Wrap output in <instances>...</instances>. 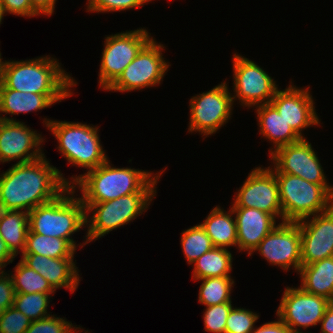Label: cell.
Masks as SVG:
<instances>
[{"label":"cell","instance_id":"obj_1","mask_svg":"<svg viewBox=\"0 0 333 333\" xmlns=\"http://www.w3.org/2000/svg\"><path fill=\"white\" fill-rule=\"evenodd\" d=\"M70 182L45 156L14 164L0 175V210L30 212L62 194Z\"/></svg>","mask_w":333,"mask_h":333},{"label":"cell","instance_id":"obj_2","mask_svg":"<svg viewBox=\"0 0 333 333\" xmlns=\"http://www.w3.org/2000/svg\"><path fill=\"white\" fill-rule=\"evenodd\" d=\"M163 172L154 175L142 169L116 168L107 160L83 175L72 176L70 186L80 188L83 203H100L133 193H157L155 185Z\"/></svg>","mask_w":333,"mask_h":333},{"label":"cell","instance_id":"obj_3","mask_svg":"<svg viewBox=\"0 0 333 333\" xmlns=\"http://www.w3.org/2000/svg\"><path fill=\"white\" fill-rule=\"evenodd\" d=\"M60 65L50 56L4 61L0 88L41 95H72L70 88L77 83Z\"/></svg>","mask_w":333,"mask_h":333},{"label":"cell","instance_id":"obj_4","mask_svg":"<svg viewBox=\"0 0 333 333\" xmlns=\"http://www.w3.org/2000/svg\"><path fill=\"white\" fill-rule=\"evenodd\" d=\"M74 193L69 186L53 201L28 212V232L65 239L76 249L71 236L86 226V212L82 199L73 197Z\"/></svg>","mask_w":333,"mask_h":333},{"label":"cell","instance_id":"obj_5","mask_svg":"<svg viewBox=\"0 0 333 333\" xmlns=\"http://www.w3.org/2000/svg\"><path fill=\"white\" fill-rule=\"evenodd\" d=\"M43 122L57 139L58 150L73 166L89 171L108 160L96 126L50 119Z\"/></svg>","mask_w":333,"mask_h":333},{"label":"cell","instance_id":"obj_6","mask_svg":"<svg viewBox=\"0 0 333 333\" xmlns=\"http://www.w3.org/2000/svg\"><path fill=\"white\" fill-rule=\"evenodd\" d=\"M283 222H297L333 206V187L311 183L299 176L275 173Z\"/></svg>","mask_w":333,"mask_h":333},{"label":"cell","instance_id":"obj_7","mask_svg":"<svg viewBox=\"0 0 333 333\" xmlns=\"http://www.w3.org/2000/svg\"><path fill=\"white\" fill-rule=\"evenodd\" d=\"M155 195V193H133L105 202L83 203L87 225L84 245L130 223L147 211ZM89 213L92 214L90 217Z\"/></svg>","mask_w":333,"mask_h":333},{"label":"cell","instance_id":"obj_8","mask_svg":"<svg viewBox=\"0 0 333 333\" xmlns=\"http://www.w3.org/2000/svg\"><path fill=\"white\" fill-rule=\"evenodd\" d=\"M152 38L144 28L105 37L98 75L100 88L107 90Z\"/></svg>","mask_w":333,"mask_h":333},{"label":"cell","instance_id":"obj_9","mask_svg":"<svg viewBox=\"0 0 333 333\" xmlns=\"http://www.w3.org/2000/svg\"><path fill=\"white\" fill-rule=\"evenodd\" d=\"M163 49L164 46L152 38L106 91L123 93L161 84L169 67V62L163 58Z\"/></svg>","mask_w":333,"mask_h":333},{"label":"cell","instance_id":"obj_10","mask_svg":"<svg viewBox=\"0 0 333 333\" xmlns=\"http://www.w3.org/2000/svg\"><path fill=\"white\" fill-rule=\"evenodd\" d=\"M228 89L226 82H222L208 92L191 98L189 133L195 131L207 137L228 122L234 103Z\"/></svg>","mask_w":333,"mask_h":333},{"label":"cell","instance_id":"obj_11","mask_svg":"<svg viewBox=\"0 0 333 333\" xmlns=\"http://www.w3.org/2000/svg\"><path fill=\"white\" fill-rule=\"evenodd\" d=\"M232 59L233 102L238 98L242 106L249 108L270 103L278 90L274 78L254 61L240 54L235 53Z\"/></svg>","mask_w":333,"mask_h":333},{"label":"cell","instance_id":"obj_12","mask_svg":"<svg viewBox=\"0 0 333 333\" xmlns=\"http://www.w3.org/2000/svg\"><path fill=\"white\" fill-rule=\"evenodd\" d=\"M276 315L292 331L304 333V329L316 326L322 320L331 300L304 291L301 287H287L283 292Z\"/></svg>","mask_w":333,"mask_h":333},{"label":"cell","instance_id":"obj_13","mask_svg":"<svg viewBox=\"0 0 333 333\" xmlns=\"http://www.w3.org/2000/svg\"><path fill=\"white\" fill-rule=\"evenodd\" d=\"M232 207L259 209L282 219L279 187L275 173L269 167L252 169L244 184L235 194Z\"/></svg>","mask_w":333,"mask_h":333},{"label":"cell","instance_id":"obj_14","mask_svg":"<svg viewBox=\"0 0 333 333\" xmlns=\"http://www.w3.org/2000/svg\"><path fill=\"white\" fill-rule=\"evenodd\" d=\"M270 156L274 164L270 169L274 173L291 174L314 184L330 186L317 153L305 138L277 148Z\"/></svg>","mask_w":333,"mask_h":333},{"label":"cell","instance_id":"obj_15","mask_svg":"<svg viewBox=\"0 0 333 333\" xmlns=\"http://www.w3.org/2000/svg\"><path fill=\"white\" fill-rule=\"evenodd\" d=\"M256 251L271 265L284 271L292 266L298 274L302 266L299 224L288 221L277 224L252 253Z\"/></svg>","mask_w":333,"mask_h":333},{"label":"cell","instance_id":"obj_16","mask_svg":"<svg viewBox=\"0 0 333 333\" xmlns=\"http://www.w3.org/2000/svg\"><path fill=\"white\" fill-rule=\"evenodd\" d=\"M43 141L41 134L23 122L0 114V162L20 159L17 164H21L38 160L44 156L40 147Z\"/></svg>","mask_w":333,"mask_h":333},{"label":"cell","instance_id":"obj_17","mask_svg":"<svg viewBox=\"0 0 333 333\" xmlns=\"http://www.w3.org/2000/svg\"><path fill=\"white\" fill-rule=\"evenodd\" d=\"M297 223L301 235L302 265L333 256V206L325 212L304 218Z\"/></svg>","mask_w":333,"mask_h":333},{"label":"cell","instance_id":"obj_18","mask_svg":"<svg viewBox=\"0 0 333 333\" xmlns=\"http://www.w3.org/2000/svg\"><path fill=\"white\" fill-rule=\"evenodd\" d=\"M270 104L301 138L303 129L320 124L309 87L299 89L291 83L284 90L278 89Z\"/></svg>","mask_w":333,"mask_h":333},{"label":"cell","instance_id":"obj_19","mask_svg":"<svg viewBox=\"0 0 333 333\" xmlns=\"http://www.w3.org/2000/svg\"><path fill=\"white\" fill-rule=\"evenodd\" d=\"M237 227V248L252 255L258 244L276 227V218L259 209L231 207Z\"/></svg>","mask_w":333,"mask_h":333},{"label":"cell","instance_id":"obj_20","mask_svg":"<svg viewBox=\"0 0 333 333\" xmlns=\"http://www.w3.org/2000/svg\"><path fill=\"white\" fill-rule=\"evenodd\" d=\"M21 260L45 278L51 287L69 289L72 293L78 288L80 277L74 257L50 258L39 254H22Z\"/></svg>","mask_w":333,"mask_h":333},{"label":"cell","instance_id":"obj_21","mask_svg":"<svg viewBox=\"0 0 333 333\" xmlns=\"http://www.w3.org/2000/svg\"><path fill=\"white\" fill-rule=\"evenodd\" d=\"M257 107L256 113L258 115L260 134L274 144L269 151L270 154L281 146L289 145L302 139L270 103Z\"/></svg>","mask_w":333,"mask_h":333},{"label":"cell","instance_id":"obj_22","mask_svg":"<svg viewBox=\"0 0 333 333\" xmlns=\"http://www.w3.org/2000/svg\"><path fill=\"white\" fill-rule=\"evenodd\" d=\"M71 95H41L23 93L14 89L0 88V113L18 115L52 106Z\"/></svg>","mask_w":333,"mask_h":333},{"label":"cell","instance_id":"obj_23","mask_svg":"<svg viewBox=\"0 0 333 333\" xmlns=\"http://www.w3.org/2000/svg\"><path fill=\"white\" fill-rule=\"evenodd\" d=\"M298 274L304 291L333 301V256L302 265Z\"/></svg>","mask_w":333,"mask_h":333},{"label":"cell","instance_id":"obj_24","mask_svg":"<svg viewBox=\"0 0 333 333\" xmlns=\"http://www.w3.org/2000/svg\"><path fill=\"white\" fill-rule=\"evenodd\" d=\"M200 225L214 247L228 249L237 246V227L232 208L226 212L219 206L214 207Z\"/></svg>","mask_w":333,"mask_h":333},{"label":"cell","instance_id":"obj_25","mask_svg":"<svg viewBox=\"0 0 333 333\" xmlns=\"http://www.w3.org/2000/svg\"><path fill=\"white\" fill-rule=\"evenodd\" d=\"M28 231V212L0 210V235L14 256L23 253Z\"/></svg>","mask_w":333,"mask_h":333},{"label":"cell","instance_id":"obj_26","mask_svg":"<svg viewBox=\"0 0 333 333\" xmlns=\"http://www.w3.org/2000/svg\"><path fill=\"white\" fill-rule=\"evenodd\" d=\"M232 254L228 249L213 247L193 262V280L231 276Z\"/></svg>","mask_w":333,"mask_h":333},{"label":"cell","instance_id":"obj_27","mask_svg":"<svg viewBox=\"0 0 333 333\" xmlns=\"http://www.w3.org/2000/svg\"><path fill=\"white\" fill-rule=\"evenodd\" d=\"M76 249L65 239L28 232L22 254H39L50 258L74 257Z\"/></svg>","mask_w":333,"mask_h":333},{"label":"cell","instance_id":"obj_28","mask_svg":"<svg viewBox=\"0 0 333 333\" xmlns=\"http://www.w3.org/2000/svg\"><path fill=\"white\" fill-rule=\"evenodd\" d=\"M14 274L11 273L15 293H54L48 281L43 278L34 269L27 266L22 260L14 268Z\"/></svg>","mask_w":333,"mask_h":333},{"label":"cell","instance_id":"obj_29","mask_svg":"<svg viewBox=\"0 0 333 333\" xmlns=\"http://www.w3.org/2000/svg\"><path fill=\"white\" fill-rule=\"evenodd\" d=\"M199 302L206 307L232 302L231 291L234 280L231 276L200 279ZM233 285V286H232Z\"/></svg>","mask_w":333,"mask_h":333},{"label":"cell","instance_id":"obj_30","mask_svg":"<svg viewBox=\"0 0 333 333\" xmlns=\"http://www.w3.org/2000/svg\"><path fill=\"white\" fill-rule=\"evenodd\" d=\"M181 247L188 264H192L214 246L200 224L182 232Z\"/></svg>","mask_w":333,"mask_h":333},{"label":"cell","instance_id":"obj_31","mask_svg":"<svg viewBox=\"0 0 333 333\" xmlns=\"http://www.w3.org/2000/svg\"><path fill=\"white\" fill-rule=\"evenodd\" d=\"M51 294L54 293H16L13 307L32 321L40 320L51 315L47 312Z\"/></svg>","mask_w":333,"mask_h":333},{"label":"cell","instance_id":"obj_32","mask_svg":"<svg viewBox=\"0 0 333 333\" xmlns=\"http://www.w3.org/2000/svg\"><path fill=\"white\" fill-rule=\"evenodd\" d=\"M258 319L256 312L232 307L226 320L225 333H251Z\"/></svg>","mask_w":333,"mask_h":333},{"label":"cell","instance_id":"obj_33","mask_svg":"<svg viewBox=\"0 0 333 333\" xmlns=\"http://www.w3.org/2000/svg\"><path fill=\"white\" fill-rule=\"evenodd\" d=\"M80 329V327H76L71 322L65 320V318L51 315L32 321L25 333H76Z\"/></svg>","mask_w":333,"mask_h":333},{"label":"cell","instance_id":"obj_34","mask_svg":"<svg viewBox=\"0 0 333 333\" xmlns=\"http://www.w3.org/2000/svg\"><path fill=\"white\" fill-rule=\"evenodd\" d=\"M232 302L206 307L203 314L205 331L225 333L226 320L232 309Z\"/></svg>","mask_w":333,"mask_h":333},{"label":"cell","instance_id":"obj_35","mask_svg":"<svg viewBox=\"0 0 333 333\" xmlns=\"http://www.w3.org/2000/svg\"><path fill=\"white\" fill-rule=\"evenodd\" d=\"M32 320L11 306L4 310L0 318V333H25Z\"/></svg>","mask_w":333,"mask_h":333},{"label":"cell","instance_id":"obj_36","mask_svg":"<svg viewBox=\"0 0 333 333\" xmlns=\"http://www.w3.org/2000/svg\"><path fill=\"white\" fill-rule=\"evenodd\" d=\"M87 12L95 13H107L124 11L128 9H134L136 7L143 6L152 0H87Z\"/></svg>","mask_w":333,"mask_h":333},{"label":"cell","instance_id":"obj_37","mask_svg":"<svg viewBox=\"0 0 333 333\" xmlns=\"http://www.w3.org/2000/svg\"><path fill=\"white\" fill-rule=\"evenodd\" d=\"M5 14H15L23 17H35L39 15L32 7L30 0H0Z\"/></svg>","mask_w":333,"mask_h":333},{"label":"cell","instance_id":"obj_38","mask_svg":"<svg viewBox=\"0 0 333 333\" xmlns=\"http://www.w3.org/2000/svg\"><path fill=\"white\" fill-rule=\"evenodd\" d=\"M15 294L11 275L4 271L0 272V306L4 310L13 306Z\"/></svg>","mask_w":333,"mask_h":333},{"label":"cell","instance_id":"obj_39","mask_svg":"<svg viewBox=\"0 0 333 333\" xmlns=\"http://www.w3.org/2000/svg\"><path fill=\"white\" fill-rule=\"evenodd\" d=\"M277 321L267 322L256 327L251 333H292L291 329L279 318Z\"/></svg>","mask_w":333,"mask_h":333},{"label":"cell","instance_id":"obj_40","mask_svg":"<svg viewBox=\"0 0 333 333\" xmlns=\"http://www.w3.org/2000/svg\"><path fill=\"white\" fill-rule=\"evenodd\" d=\"M33 9L39 14L51 16L55 9L56 0H30Z\"/></svg>","mask_w":333,"mask_h":333},{"label":"cell","instance_id":"obj_41","mask_svg":"<svg viewBox=\"0 0 333 333\" xmlns=\"http://www.w3.org/2000/svg\"><path fill=\"white\" fill-rule=\"evenodd\" d=\"M320 324L321 333H333V301L328 305Z\"/></svg>","mask_w":333,"mask_h":333},{"label":"cell","instance_id":"obj_42","mask_svg":"<svg viewBox=\"0 0 333 333\" xmlns=\"http://www.w3.org/2000/svg\"><path fill=\"white\" fill-rule=\"evenodd\" d=\"M14 259L15 256L7 248L5 242L0 235V272H3V268H5V266H7L9 263H12Z\"/></svg>","mask_w":333,"mask_h":333},{"label":"cell","instance_id":"obj_43","mask_svg":"<svg viewBox=\"0 0 333 333\" xmlns=\"http://www.w3.org/2000/svg\"><path fill=\"white\" fill-rule=\"evenodd\" d=\"M3 65H4V61H2L1 52H0V86L2 83Z\"/></svg>","mask_w":333,"mask_h":333},{"label":"cell","instance_id":"obj_44","mask_svg":"<svg viewBox=\"0 0 333 333\" xmlns=\"http://www.w3.org/2000/svg\"><path fill=\"white\" fill-rule=\"evenodd\" d=\"M4 14H5V12H4V9H3V5H2V3H1V1H0V24H1V22H2V19H3V17H4Z\"/></svg>","mask_w":333,"mask_h":333},{"label":"cell","instance_id":"obj_45","mask_svg":"<svg viewBox=\"0 0 333 333\" xmlns=\"http://www.w3.org/2000/svg\"><path fill=\"white\" fill-rule=\"evenodd\" d=\"M3 313H4V309L0 306V318L2 317Z\"/></svg>","mask_w":333,"mask_h":333}]
</instances>
